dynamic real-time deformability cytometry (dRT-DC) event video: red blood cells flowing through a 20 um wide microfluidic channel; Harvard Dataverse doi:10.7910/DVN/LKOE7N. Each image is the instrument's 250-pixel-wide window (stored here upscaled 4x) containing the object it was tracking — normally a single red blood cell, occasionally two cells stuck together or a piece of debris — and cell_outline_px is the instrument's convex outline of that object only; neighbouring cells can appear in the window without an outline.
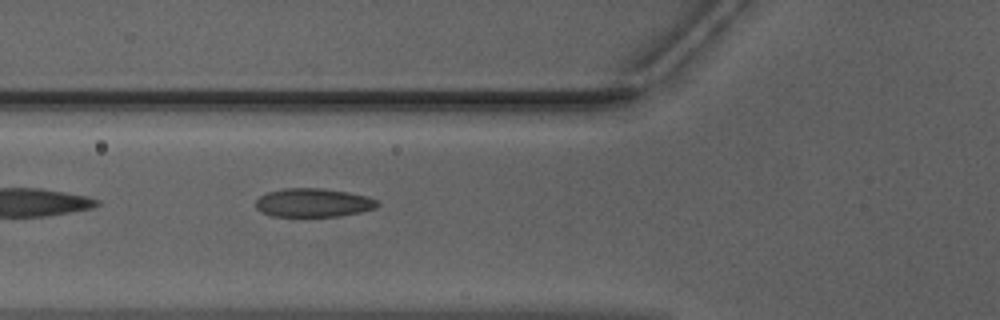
{"species": "Egyptian fruit bat (a non-hibernating species)", "species_latin": "Rousettus aegyptiacus", "temperature_condition": "warm", "stored_images_in_passage": 23, "camera_frame_rate_fps": 3000, "um_per_image_px": 0.085, "animal": {"sex": "male"}, "frame": {"image": 1, "passage_image": 4, "time_ms": 1.0, "image_size_px": [1000, 320], "cell_outline_px": [[380, 204], [376, 208], [360, 212], [340, 216], [272, 216], [256, 208], [256, 200], [260, 196], [268, 192], [284, 188], [320, 188], [348, 192], [364, 196], [376, 200]], "centroid_in_image_um": [26.63, 17.23], "position_along_channel_um": 99.2, "area_um2": 20.11}}
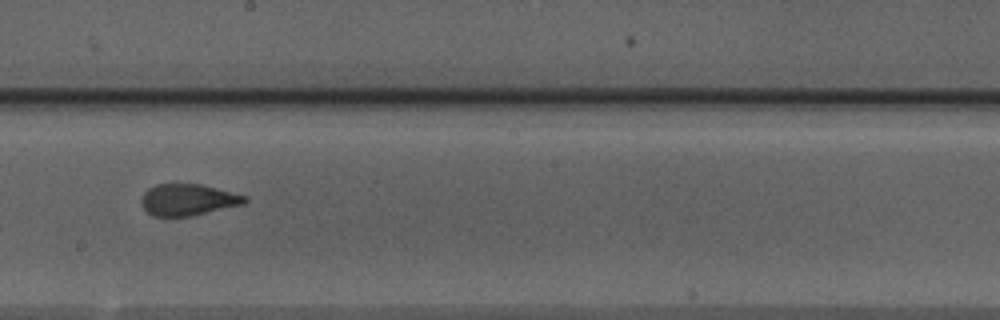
{"frame": {"image": 2, "passage_image": 14, "time_ms": 4.333, "image_size_px": [1000, 320], "cell_outline_px": [[248, 200], [244, 204], [192, 216], [152, 216], [144, 208], [140, 200], [144, 192], [148, 188], [156, 184], [200, 184], [248, 196]], "centroid_in_image_um": [15.98, 16.98], "position_along_channel_um": 232.2, "area_um2": 19.02}}
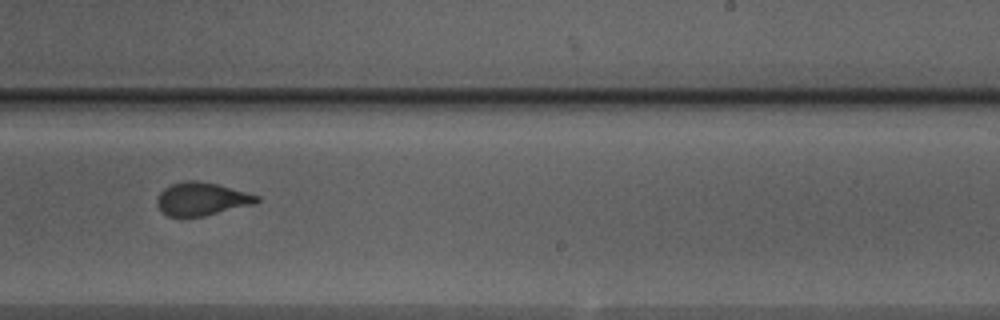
{"frame": {"image": 3, "passage_image": 17, "time_ms": 5.333, "image_size_px": [1000, 320], "cell_outline_px": [[260, 200], [256, 204], [204, 216], [168, 216], [156, 204], [156, 200], [160, 192], [164, 188], [172, 184], [184, 180], [196, 180], [216, 184], [260, 196]], "centroid_in_image_um": [17.16, 16.91], "position_along_channel_um": 271.8, "area_um2": 19.13}}